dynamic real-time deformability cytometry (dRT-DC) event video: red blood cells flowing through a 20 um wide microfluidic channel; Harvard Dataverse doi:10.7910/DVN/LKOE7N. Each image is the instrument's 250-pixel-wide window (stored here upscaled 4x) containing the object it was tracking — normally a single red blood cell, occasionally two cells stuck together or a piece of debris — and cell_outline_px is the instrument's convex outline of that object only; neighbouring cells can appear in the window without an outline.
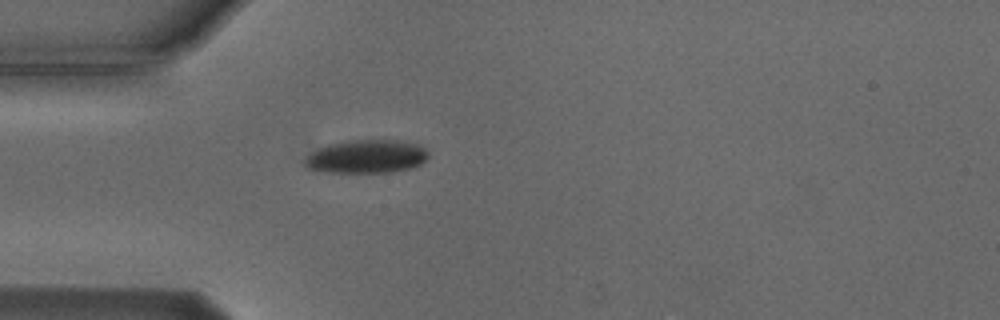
{"species": "Egyptian fruit bat (a non-hibernating species)", "species_latin": "Rousettus aegyptiacus", "temperature_condition": "cold", "stored_images_in_passage": 1, "camera_frame_rate_fps": 3000, "um_per_image_px": 0.085, "animal": {"sex": "male"}, "frame": {"image": 1, "passage_image": 1, "time_ms": 0.0, "image_size_px": [1000, 320], "cell_outline_px": [[428, 156], [420, 164], [412, 168], [388, 172], [324, 172], [308, 168], [304, 164], [304, 160], [316, 148], [328, 144], [348, 140], [400, 140], [420, 144], [428, 152]], "centroid_in_image_um": [31.15, 13.29], "position_along_channel_um": 53.8, "area_um2": 24.1}}